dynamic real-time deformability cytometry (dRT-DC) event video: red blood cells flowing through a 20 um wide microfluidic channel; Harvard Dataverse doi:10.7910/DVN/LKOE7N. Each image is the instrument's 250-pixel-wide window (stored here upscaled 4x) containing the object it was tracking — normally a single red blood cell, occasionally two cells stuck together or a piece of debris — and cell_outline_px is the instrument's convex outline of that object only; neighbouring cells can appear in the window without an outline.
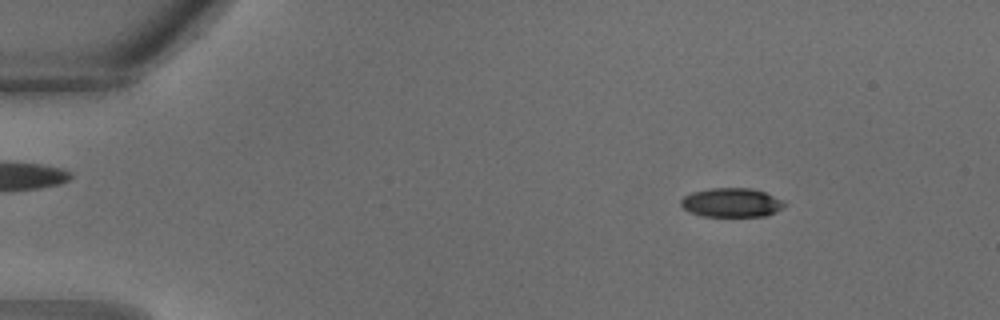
{"species": "common noctule bat (a hibernating species)", "species_latin": "Nyctalus noctula", "temperature_condition": "warm", "stored_images_in_passage": 32, "camera_frame_rate_fps": 3000, "um_per_image_px": 0.085, "animal": {"sex": "male", "body_mass_g": 18.8}, "frame": {"image": 1, "passage_image": 4, "time_ms": 1.0, "image_size_px": [1000, 320], "cell_outline_px": [[788, 204], [776, 212], [768, 216], [704, 216], [688, 212], [680, 204], [680, 200], [684, 196], [692, 192], [708, 188], [752, 188], [764, 192], [784, 200]], "centroid_in_image_um": [62.2, 17.22], "position_along_channel_um": 22.8, "area_um2": 17.74}}
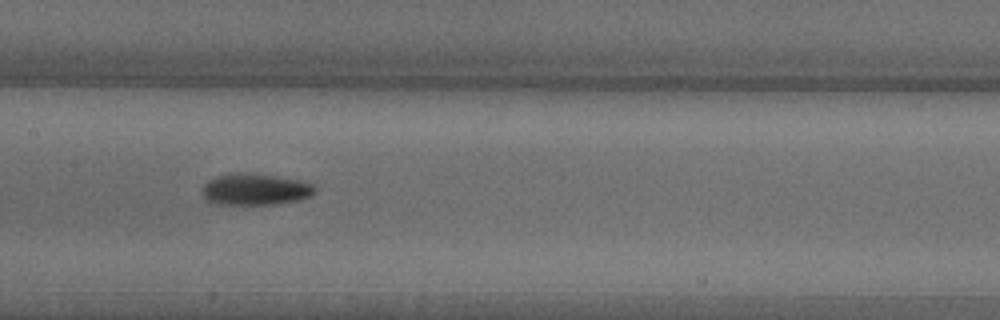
{"frame": {"image": 2, "passage_image": 16, "time_ms": 5.0, "image_size_px": [1000, 320], "cell_outline_px": [[316, 192], [312, 196], [300, 200], [276, 204], [216, 204], [208, 200], [200, 192], [200, 188], [208, 180], [216, 176], [276, 176], [300, 180], [312, 184], [316, 188]], "centroid_in_image_um": [21.74, 16.15], "position_along_channel_um": 185.7, "area_um2": 20.0}}
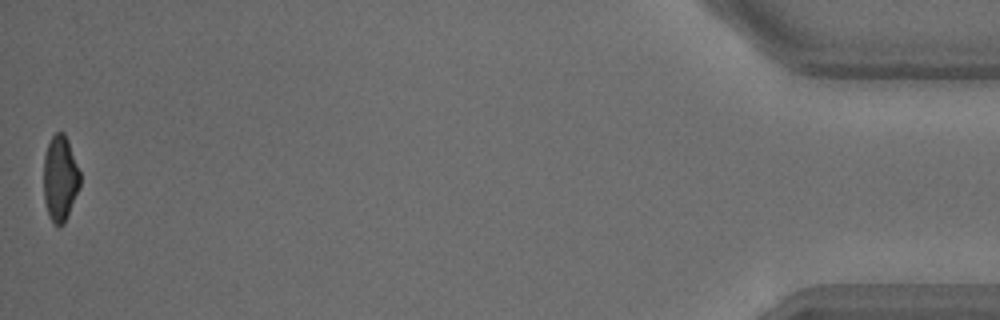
{"frame": {"image": 3, "passage_image": 32, "time_ms": 10.333, "image_size_px": [1000, 320], "cell_outline_px": [[80, 188], [68, 216], [64, 224], [60, 228], [48, 216], [44, 200], [44, 156], [48, 144], [52, 136], [56, 132], [64, 132], [68, 140], [80, 172]], "centroid_in_image_um": [5.12, 15.19], "position_along_channel_um": 430.1, "area_um2": 18.32}}